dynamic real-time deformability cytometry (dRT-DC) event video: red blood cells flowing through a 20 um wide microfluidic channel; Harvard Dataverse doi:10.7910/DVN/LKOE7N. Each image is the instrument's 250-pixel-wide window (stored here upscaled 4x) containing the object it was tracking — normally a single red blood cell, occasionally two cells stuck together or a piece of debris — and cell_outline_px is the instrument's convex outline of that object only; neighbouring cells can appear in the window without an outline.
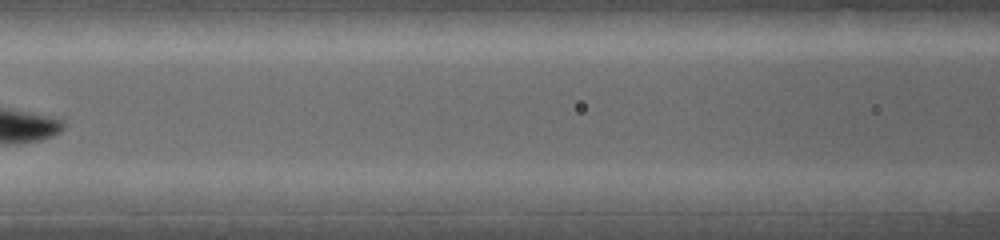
{"species": "common noctule bat (a hibernating species)", "species_latin": "Nyctalus noctula", "temperature_condition": "warm", "stored_images_in_passage": 13, "segment_of_instrument_passage": [1, 2], "camera_frame_rate_fps": 5000, "um_per_image_px": 0.085, "animal": {"sex": "female", "body_mass_g": 19.0, "forearm_length_mm": 53.3}, "frame": {"image": 1, "passage_image": 8, "time_ms": 2.6, "image_size_px": [1000, 240], "cell_outline_px": [[136, 212], [128, 212], [52, 200], [52, 196], [64, 188], [104, 184], [112, 184], [124, 188], [132, 192]], "centroid_in_image_um": [8.38, 16.75], "position_along_channel_um": 158.2, "area_um2": 11.39}}